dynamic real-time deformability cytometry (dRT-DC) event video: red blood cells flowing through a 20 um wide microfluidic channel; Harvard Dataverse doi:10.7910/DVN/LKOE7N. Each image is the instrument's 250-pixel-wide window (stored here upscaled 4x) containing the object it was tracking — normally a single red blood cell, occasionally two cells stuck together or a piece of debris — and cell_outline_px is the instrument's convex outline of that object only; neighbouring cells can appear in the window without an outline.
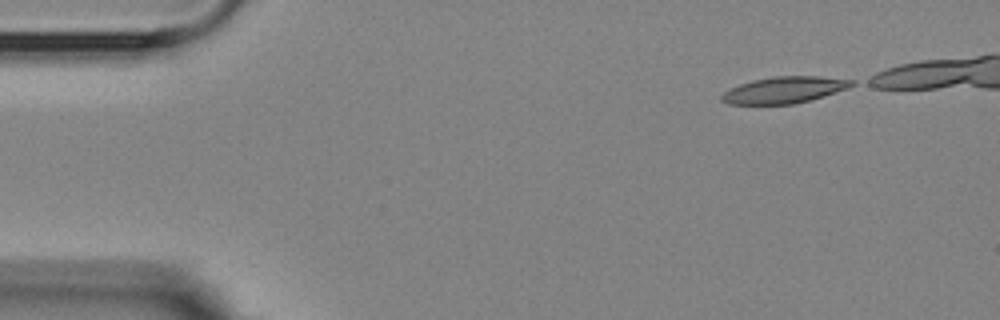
{"species": "Egyptian fruit bat (a non-hibernating species)", "species_latin": "Rousettus aegyptiacus", "temperature_condition": "room temperature", "stored_images_in_passage": 4, "camera_frame_rate_fps": 3000, "um_per_image_px": 0.085, "animal": {"sex": "female"}, "frame": {"image": 1, "passage_image": 1, "time_ms": 0.0, "image_size_px": [1000, 320], "cell_outline_px": [[856, 84], [848, 88], [824, 96], [792, 104], [728, 104], [720, 100], [720, 96], [724, 92], [740, 84], [752, 80], [772, 76], [820, 76], [856, 80]], "centroid_in_image_um": [66.68, 7.63], "position_along_channel_um": 18.3, "area_um2": 20.11}}